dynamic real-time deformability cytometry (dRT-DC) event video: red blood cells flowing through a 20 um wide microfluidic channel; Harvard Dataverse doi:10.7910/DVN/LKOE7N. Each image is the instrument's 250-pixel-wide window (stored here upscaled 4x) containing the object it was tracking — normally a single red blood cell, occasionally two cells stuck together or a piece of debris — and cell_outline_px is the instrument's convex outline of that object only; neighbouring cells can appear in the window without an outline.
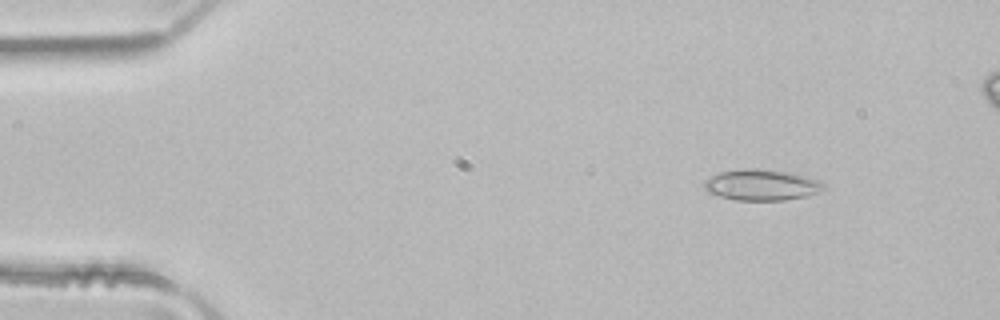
{"species": "common noctule bat (a hibernating species)", "species_latin": "Nyctalus noctula", "temperature_condition": "room temperature", "stored_images_in_passage": 4, "camera_frame_rate_fps": 3000, "um_per_image_px": 0.085, "animal": {"sex": "male", "body_mass_g": 21.5, "forearm_length_mm": 52.0}, "frame": {"image": 1, "passage_image": 2, "time_ms": 0.333, "image_size_px": [1000, 320], "cell_outline_px": [[824, 188], [808, 196], [784, 200], [736, 200], [720, 196], [708, 192], [704, 188], [704, 180], [720, 172], [744, 168], [756, 168], [792, 172], [808, 176], [820, 180], [824, 184]], "centroid_in_image_um": [64.75, 15.7], "position_along_channel_um": 20.3, "area_um2": 21.68}}